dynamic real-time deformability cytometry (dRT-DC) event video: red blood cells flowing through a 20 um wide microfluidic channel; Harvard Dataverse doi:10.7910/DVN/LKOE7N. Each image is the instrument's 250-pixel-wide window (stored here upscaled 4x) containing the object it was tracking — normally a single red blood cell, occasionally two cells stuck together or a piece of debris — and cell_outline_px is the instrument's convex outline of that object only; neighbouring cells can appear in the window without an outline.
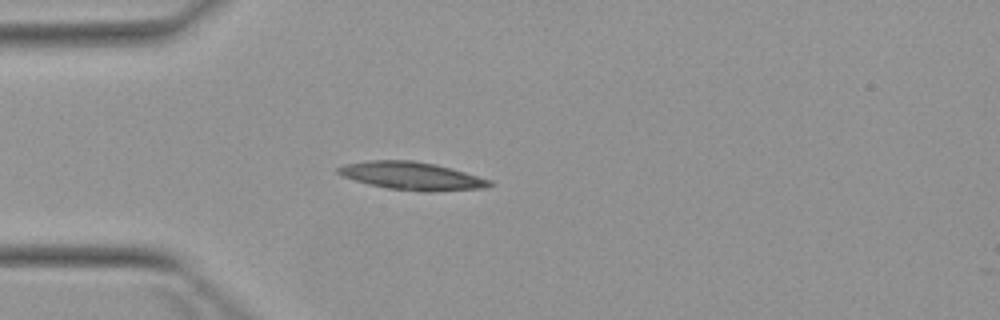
{"species": "Egyptian fruit bat (a non-hibernating species)", "species_latin": "Rousettus aegyptiacus", "temperature_condition": "warm", "stored_images_in_passage": 4, "camera_frame_rate_fps": 3000, "um_per_image_px": 0.085, "animal": {"sex": "female"}, "frame": {"image": 1, "passage_image": 4, "time_ms": 3.667, "image_size_px": [1000, 320], "cell_outline_px": [[496, 184], [484, 188], [432, 192], [424, 192], [388, 188], [368, 184], [344, 176], [336, 172], [336, 168], [344, 164], [372, 160], [412, 160], [436, 164], [492, 180]], "centroid_in_image_um": [35.04, 14.96], "position_along_channel_um": 50.0, "area_um2": 24.62}}